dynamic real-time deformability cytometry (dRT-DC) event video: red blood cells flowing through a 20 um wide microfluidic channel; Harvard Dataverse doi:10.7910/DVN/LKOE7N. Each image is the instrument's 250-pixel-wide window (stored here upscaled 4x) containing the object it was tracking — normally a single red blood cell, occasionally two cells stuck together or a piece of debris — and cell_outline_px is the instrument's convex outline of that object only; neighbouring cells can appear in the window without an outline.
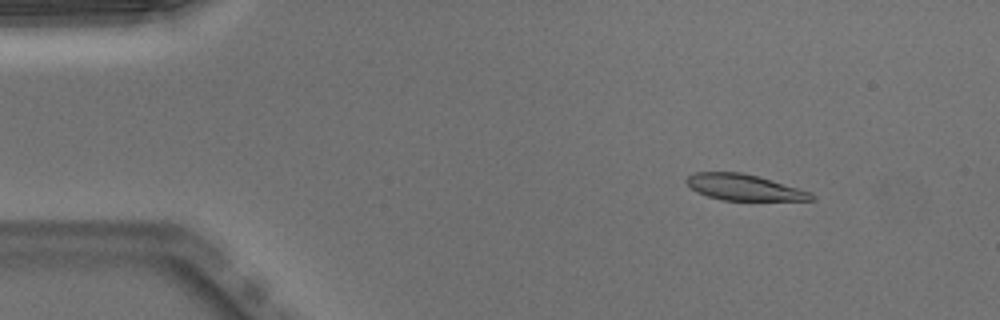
{"species": "Egyptian fruit bat (a non-hibernating species)", "species_latin": "Rousettus aegyptiacus", "temperature_condition": "warm", "stored_images_in_passage": 51, "camera_frame_rate_fps": 3000, "um_per_image_px": 0.085, "animal": {"sex": "male"}, "frame": {"image": 1, "passage_image": 7, "time_ms": 2.0, "image_size_px": [1000, 320], "cell_outline_px": [[816, 200], [720, 200], [696, 192], [684, 180], [692, 172], [740, 172], [772, 180], [812, 192], [816, 196]], "centroid_in_image_um": [63.25, 15.93], "position_along_channel_um": 21.8, "area_um2": 18.96}}
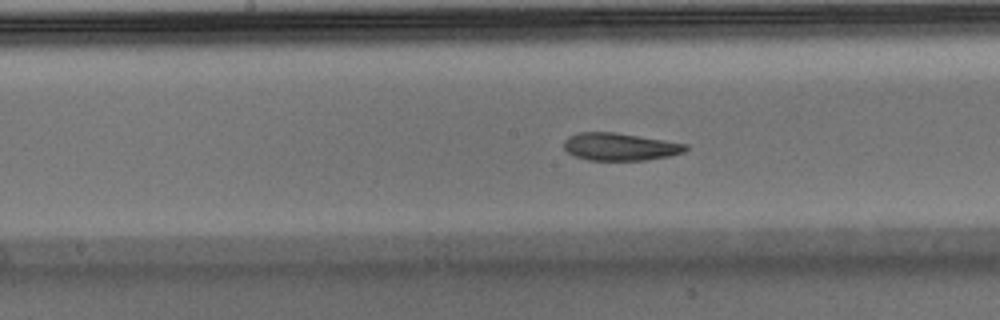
{"frame": {"image": 2, "passage_image": 26, "time_ms": 8.333, "image_size_px": [1000, 320], "cell_outline_px": [[688, 148], [684, 152], [668, 156], [644, 160], [588, 160], [576, 156], [568, 152], [564, 148], [564, 140], [568, 136], [576, 132], [616, 132], [688, 144]], "centroid_in_image_um": [52.68, 12.46], "position_along_channel_um": 195.5, "area_um2": 19.54}}
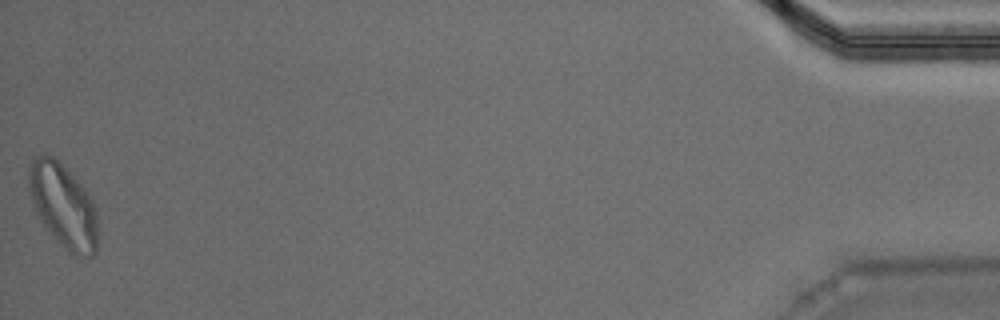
{"frame": {"image": 3, "passage_image": 51, "time_ms": 16.667, "image_size_px": [1000, 320], "cell_outline_px": [[96, 252], [92, 256], [76, 256], [68, 252], [44, 228], [32, 204], [28, 188], [28, 168], [32, 160], [36, 156], [44, 152], [52, 156], [88, 192], [96, 204]], "centroid_in_image_um": [5.34, 17.49], "position_along_channel_um": 429.9, "area_um2": 33.81}, "authors_computed_cell_mechanics": {"area_um2": 20.4034, "velocity_mm_per_s": 3.9642, "shape_relaxation_time_tau1_ms": 5.5085, "shape_relaxation_time_tau2_ms": 3.0655, "deformation_change_tau1": 0.1926, "deformation_change_tau2": 0.0999}}